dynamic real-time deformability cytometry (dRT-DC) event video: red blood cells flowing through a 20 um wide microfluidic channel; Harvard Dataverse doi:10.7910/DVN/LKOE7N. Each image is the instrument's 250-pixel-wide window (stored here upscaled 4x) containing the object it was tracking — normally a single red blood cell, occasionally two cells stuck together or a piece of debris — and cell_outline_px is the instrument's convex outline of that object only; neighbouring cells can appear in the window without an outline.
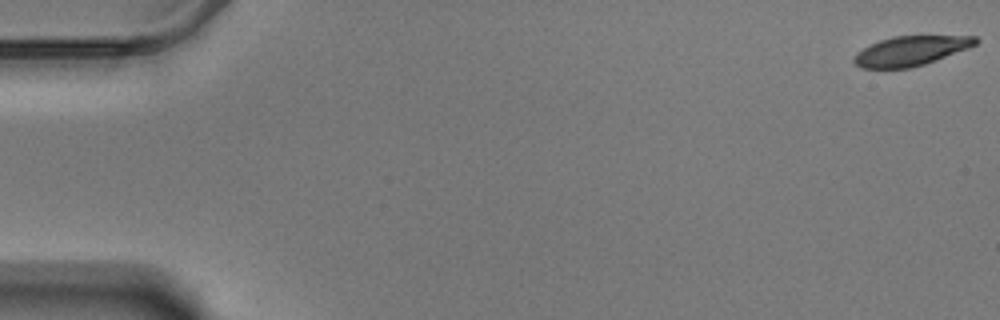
{"species": "Egyptian fruit bat (a non-hibernating species)", "species_latin": "Rousettus aegyptiacus", "temperature_condition": "warm", "stored_images_in_passage": 59, "camera_frame_rate_fps": 3000, "um_per_image_px": 0.085, "animal": {"sex": "male"}, "frame": {"image": 1, "passage_image": 1, "time_ms": 0.0, "image_size_px": [1000, 320], "cell_outline_px": [[980, 40], [976, 44], [968, 48], [924, 64], [908, 68], [860, 68], [852, 60], [856, 52], [880, 40], [896, 36], [976, 36]], "centroid_in_image_um": [77.41, 4.32], "position_along_channel_um": 7.6, "area_um2": 20.69}}
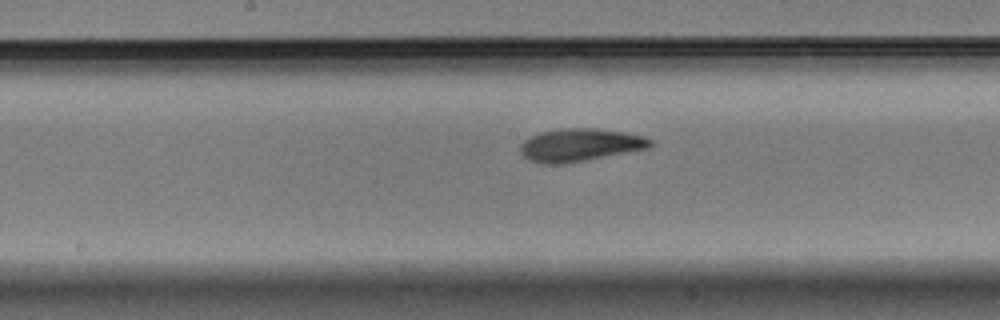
{"frame": {"image": 2, "passage_image": 31, "time_ms": 10.0, "image_size_px": [1000, 320], "cell_outline_px": [[652, 144], [648, 148], [584, 160], [560, 164], [544, 164], [528, 160], [520, 152], [520, 144], [524, 140], [540, 132], [560, 128], [596, 128], [624, 132], [644, 136], [652, 140]], "centroid_in_image_um": [49.26, 12.31], "position_along_channel_um": 198.9, "area_um2": 24.68}}
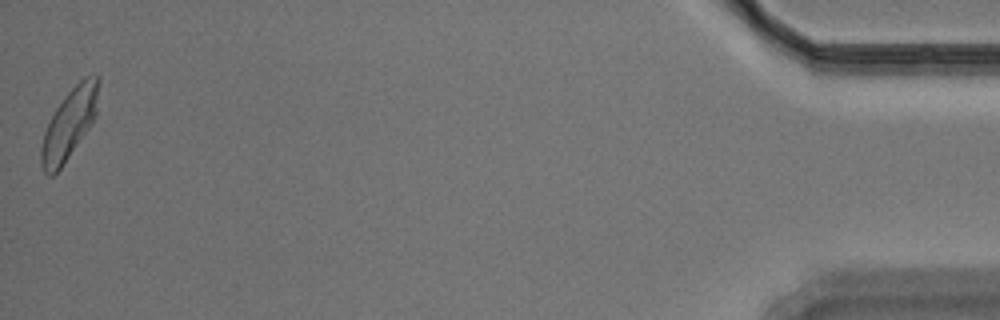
{"frame": {"image": 3, "passage_image": 59, "time_ms": 19.333, "image_size_px": [1000, 320], "cell_outline_px": [[100, 80], [96, 116], [88, 128], [60, 168], [52, 176], [48, 176], [44, 172], [40, 164], [40, 148], [44, 132], [56, 108], [68, 92], [84, 76], [100, 76]], "centroid_in_image_um": [5.88, 10.52], "position_along_channel_um": 429.3, "area_um2": 23.12}, "authors_computed_cell_mechanics": {"area_um2": 23.1778, "velocity_mm_per_s": 3.4493, "shape_relaxation_time_tau1_ms": 4.0225, "shape_relaxation_time_tau2_ms": 3.4422, "deformation_change_tau1": 0.1365, "deformation_change_tau2": 0.0911}}